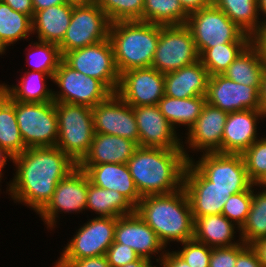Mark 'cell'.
<instances>
[{
	"label": "cell",
	"instance_id": "obj_29",
	"mask_svg": "<svg viewBox=\"0 0 266 267\" xmlns=\"http://www.w3.org/2000/svg\"><path fill=\"white\" fill-rule=\"evenodd\" d=\"M24 74L18 83L19 85L10 87L6 84H0V90L10 99L17 102L43 103L54 101L53 91L47 87L45 82L48 78L53 81L52 76L44 72L32 70Z\"/></svg>",
	"mask_w": 266,
	"mask_h": 267
},
{
	"label": "cell",
	"instance_id": "obj_24",
	"mask_svg": "<svg viewBox=\"0 0 266 267\" xmlns=\"http://www.w3.org/2000/svg\"><path fill=\"white\" fill-rule=\"evenodd\" d=\"M210 75L200 60L164 74L165 95L184 99L206 96Z\"/></svg>",
	"mask_w": 266,
	"mask_h": 267
},
{
	"label": "cell",
	"instance_id": "obj_22",
	"mask_svg": "<svg viewBox=\"0 0 266 267\" xmlns=\"http://www.w3.org/2000/svg\"><path fill=\"white\" fill-rule=\"evenodd\" d=\"M266 114L262 110L228 113L221 143L222 154H243L256 140L257 122Z\"/></svg>",
	"mask_w": 266,
	"mask_h": 267
},
{
	"label": "cell",
	"instance_id": "obj_45",
	"mask_svg": "<svg viewBox=\"0 0 266 267\" xmlns=\"http://www.w3.org/2000/svg\"><path fill=\"white\" fill-rule=\"evenodd\" d=\"M235 267H263L251 245L243 241L237 244V261Z\"/></svg>",
	"mask_w": 266,
	"mask_h": 267
},
{
	"label": "cell",
	"instance_id": "obj_11",
	"mask_svg": "<svg viewBox=\"0 0 266 267\" xmlns=\"http://www.w3.org/2000/svg\"><path fill=\"white\" fill-rule=\"evenodd\" d=\"M53 82L58 85L59 92L53 91L55 102L95 107L105 101L112 92L98 79L86 76L60 61L53 76Z\"/></svg>",
	"mask_w": 266,
	"mask_h": 267
},
{
	"label": "cell",
	"instance_id": "obj_12",
	"mask_svg": "<svg viewBox=\"0 0 266 267\" xmlns=\"http://www.w3.org/2000/svg\"><path fill=\"white\" fill-rule=\"evenodd\" d=\"M201 159L190 162L210 181L213 186L232 195L248 190L253 183L249 180L242 154L203 153Z\"/></svg>",
	"mask_w": 266,
	"mask_h": 267
},
{
	"label": "cell",
	"instance_id": "obj_32",
	"mask_svg": "<svg viewBox=\"0 0 266 267\" xmlns=\"http://www.w3.org/2000/svg\"><path fill=\"white\" fill-rule=\"evenodd\" d=\"M0 146L12 159L26 150L17 118L14 100L0 90Z\"/></svg>",
	"mask_w": 266,
	"mask_h": 267
},
{
	"label": "cell",
	"instance_id": "obj_40",
	"mask_svg": "<svg viewBox=\"0 0 266 267\" xmlns=\"http://www.w3.org/2000/svg\"><path fill=\"white\" fill-rule=\"evenodd\" d=\"M242 156L249 180L255 185L266 174V137L256 140Z\"/></svg>",
	"mask_w": 266,
	"mask_h": 267
},
{
	"label": "cell",
	"instance_id": "obj_46",
	"mask_svg": "<svg viewBox=\"0 0 266 267\" xmlns=\"http://www.w3.org/2000/svg\"><path fill=\"white\" fill-rule=\"evenodd\" d=\"M54 267H110L105 255L84 259H59Z\"/></svg>",
	"mask_w": 266,
	"mask_h": 267
},
{
	"label": "cell",
	"instance_id": "obj_59",
	"mask_svg": "<svg viewBox=\"0 0 266 267\" xmlns=\"http://www.w3.org/2000/svg\"><path fill=\"white\" fill-rule=\"evenodd\" d=\"M152 265H153V264H152V262H151L147 267H156V266H154V265L152 266ZM160 265H161L162 267H164V264H163L162 262L160 263Z\"/></svg>",
	"mask_w": 266,
	"mask_h": 267
},
{
	"label": "cell",
	"instance_id": "obj_27",
	"mask_svg": "<svg viewBox=\"0 0 266 267\" xmlns=\"http://www.w3.org/2000/svg\"><path fill=\"white\" fill-rule=\"evenodd\" d=\"M235 224L223 214L206 215L194 219V240L211 248L231 247L236 233Z\"/></svg>",
	"mask_w": 266,
	"mask_h": 267
},
{
	"label": "cell",
	"instance_id": "obj_23",
	"mask_svg": "<svg viewBox=\"0 0 266 267\" xmlns=\"http://www.w3.org/2000/svg\"><path fill=\"white\" fill-rule=\"evenodd\" d=\"M84 170L92 184L115 190L122 194L134 207L142 199L127 164L106 163L99 165H77Z\"/></svg>",
	"mask_w": 266,
	"mask_h": 267
},
{
	"label": "cell",
	"instance_id": "obj_1",
	"mask_svg": "<svg viewBox=\"0 0 266 267\" xmlns=\"http://www.w3.org/2000/svg\"><path fill=\"white\" fill-rule=\"evenodd\" d=\"M11 160L17 170L7 190L13 200L37 214L51 200L58 182L77 167L57 146L27 148Z\"/></svg>",
	"mask_w": 266,
	"mask_h": 267
},
{
	"label": "cell",
	"instance_id": "obj_35",
	"mask_svg": "<svg viewBox=\"0 0 266 267\" xmlns=\"http://www.w3.org/2000/svg\"><path fill=\"white\" fill-rule=\"evenodd\" d=\"M32 30V18L19 13L0 0V40L8 47L21 39H27Z\"/></svg>",
	"mask_w": 266,
	"mask_h": 267
},
{
	"label": "cell",
	"instance_id": "obj_7",
	"mask_svg": "<svg viewBox=\"0 0 266 267\" xmlns=\"http://www.w3.org/2000/svg\"><path fill=\"white\" fill-rule=\"evenodd\" d=\"M15 114L26 148L56 146L58 120L55 101L33 103L14 101Z\"/></svg>",
	"mask_w": 266,
	"mask_h": 267
},
{
	"label": "cell",
	"instance_id": "obj_17",
	"mask_svg": "<svg viewBox=\"0 0 266 267\" xmlns=\"http://www.w3.org/2000/svg\"><path fill=\"white\" fill-rule=\"evenodd\" d=\"M205 97L207 103L227 113L262 110L260 91L256 87L236 83L223 74L210 76Z\"/></svg>",
	"mask_w": 266,
	"mask_h": 267
},
{
	"label": "cell",
	"instance_id": "obj_8",
	"mask_svg": "<svg viewBox=\"0 0 266 267\" xmlns=\"http://www.w3.org/2000/svg\"><path fill=\"white\" fill-rule=\"evenodd\" d=\"M198 60L199 53L192 33L185 24L160 25V36L151 67L165 74Z\"/></svg>",
	"mask_w": 266,
	"mask_h": 267
},
{
	"label": "cell",
	"instance_id": "obj_42",
	"mask_svg": "<svg viewBox=\"0 0 266 267\" xmlns=\"http://www.w3.org/2000/svg\"><path fill=\"white\" fill-rule=\"evenodd\" d=\"M182 250L176 252L190 267H209L212 248L196 240L181 243Z\"/></svg>",
	"mask_w": 266,
	"mask_h": 267
},
{
	"label": "cell",
	"instance_id": "obj_41",
	"mask_svg": "<svg viewBox=\"0 0 266 267\" xmlns=\"http://www.w3.org/2000/svg\"><path fill=\"white\" fill-rule=\"evenodd\" d=\"M252 202V186L238 194L229 196L224 204L222 214L232 221L239 230L245 223Z\"/></svg>",
	"mask_w": 266,
	"mask_h": 267
},
{
	"label": "cell",
	"instance_id": "obj_9",
	"mask_svg": "<svg viewBox=\"0 0 266 267\" xmlns=\"http://www.w3.org/2000/svg\"><path fill=\"white\" fill-rule=\"evenodd\" d=\"M111 22L97 5H73L71 22L58 44L61 55L108 39Z\"/></svg>",
	"mask_w": 266,
	"mask_h": 267
},
{
	"label": "cell",
	"instance_id": "obj_44",
	"mask_svg": "<svg viewBox=\"0 0 266 267\" xmlns=\"http://www.w3.org/2000/svg\"><path fill=\"white\" fill-rule=\"evenodd\" d=\"M237 244L231 247L212 248L209 267H235Z\"/></svg>",
	"mask_w": 266,
	"mask_h": 267
},
{
	"label": "cell",
	"instance_id": "obj_21",
	"mask_svg": "<svg viewBox=\"0 0 266 267\" xmlns=\"http://www.w3.org/2000/svg\"><path fill=\"white\" fill-rule=\"evenodd\" d=\"M228 113L205 103L199 118L189 129L187 144L194 151L203 153H221L222 135L226 124Z\"/></svg>",
	"mask_w": 266,
	"mask_h": 267
},
{
	"label": "cell",
	"instance_id": "obj_56",
	"mask_svg": "<svg viewBox=\"0 0 266 267\" xmlns=\"http://www.w3.org/2000/svg\"><path fill=\"white\" fill-rule=\"evenodd\" d=\"M257 5H258V12H260L259 15L263 13L261 15H264L265 17L266 16V0H257ZM265 22H266V18L263 19L262 23H265Z\"/></svg>",
	"mask_w": 266,
	"mask_h": 267
},
{
	"label": "cell",
	"instance_id": "obj_10",
	"mask_svg": "<svg viewBox=\"0 0 266 267\" xmlns=\"http://www.w3.org/2000/svg\"><path fill=\"white\" fill-rule=\"evenodd\" d=\"M62 60L72 69L100 80L112 93L117 92L120 74L109 39L69 51L62 56Z\"/></svg>",
	"mask_w": 266,
	"mask_h": 267
},
{
	"label": "cell",
	"instance_id": "obj_4",
	"mask_svg": "<svg viewBox=\"0 0 266 267\" xmlns=\"http://www.w3.org/2000/svg\"><path fill=\"white\" fill-rule=\"evenodd\" d=\"M160 36V25L140 20L117 21L109 37L118 73L151 67Z\"/></svg>",
	"mask_w": 266,
	"mask_h": 267
},
{
	"label": "cell",
	"instance_id": "obj_20",
	"mask_svg": "<svg viewBox=\"0 0 266 267\" xmlns=\"http://www.w3.org/2000/svg\"><path fill=\"white\" fill-rule=\"evenodd\" d=\"M114 242L131 247L140 257L150 261L152 254L166 248L136 212L116 218Z\"/></svg>",
	"mask_w": 266,
	"mask_h": 267
},
{
	"label": "cell",
	"instance_id": "obj_26",
	"mask_svg": "<svg viewBox=\"0 0 266 267\" xmlns=\"http://www.w3.org/2000/svg\"><path fill=\"white\" fill-rule=\"evenodd\" d=\"M73 5L64 3L34 12L32 18L33 34L41 42L59 44L69 27ZM36 31V32H35Z\"/></svg>",
	"mask_w": 266,
	"mask_h": 267
},
{
	"label": "cell",
	"instance_id": "obj_49",
	"mask_svg": "<svg viewBox=\"0 0 266 267\" xmlns=\"http://www.w3.org/2000/svg\"><path fill=\"white\" fill-rule=\"evenodd\" d=\"M183 9L188 13L198 11L212 4V0H179Z\"/></svg>",
	"mask_w": 266,
	"mask_h": 267
},
{
	"label": "cell",
	"instance_id": "obj_28",
	"mask_svg": "<svg viewBox=\"0 0 266 267\" xmlns=\"http://www.w3.org/2000/svg\"><path fill=\"white\" fill-rule=\"evenodd\" d=\"M266 63L251 42L222 73L236 83L254 86L260 92Z\"/></svg>",
	"mask_w": 266,
	"mask_h": 267
},
{
	"label": "cell",
	"instance_id": "obj_25",
	"mask_svg": "<svg viewBox=\"0 0 266 267\" xmlns=\"http://www.w3.org/2000/svg\"><path fill=\"white\" fill-rule=\"evenodd\" d=\"M139 145L110 134L95 133L89 151L77 165L127 164Z\"/></svg>",
	"mask_w": 266,
	"mask_h": 267
},
{
	"label": "cell",
	"instance_id": "obj_54",
	"mask_svg": "<svg viewBox=\"0 0 266 267\" xmlns=\"http://www.w3.org/2000/svg\"><path fill=\"white\" fill-rule=\"evenodd\" d=\"M67 1L69 4L74 6L95 5L98 2V0H67Z\"/></svg>",
	"mask_w": 266,
	"mask_h": 267
},
{
	"label": "cell",
	"instance_id": "obj_2",
	"mask_svg": "<svg viewBox=\"0 0 266 267\" xmlns=\"http://www.w3.org/2000/svg\"><path fill=\"white\" fill-rule=\"evenodd\" d=\"M189 157L184 149L138 147L127 166L141 197L165 195L183 188Z\"/></svg>",
	"mask_w": 266,
	"mask_h": 267
},
{
	"label": "cell",
	"instance_id": "obj_53",
	"mask_svg": "<svg viewBox=\"0 0 266 267\" xmlns=\"http://www.w3.org/2000/svg\"><path fill=\"white\" fill-rule=\"evenodd\" d=\"M150 263V260L140 257L138 260L121 267H147Z\"/></svg>",
	"mask_w": 266,
	"mask_h": 267
},
{
	"label": "cell",
	"instance_id": "obj_33",
	"mask_svg": "<svg viewBox=\"0 0 266 267\" xmlns=\"http://www.w3.org/2000/svg\"><path fill=\"white\" fill-rule=\"evenodd\" d=\"M212 4L251 37L262 24L261 20L258 21L257 0H212Z\"/></svg>",
	"mask_w": 266,
	"mask_h": 267
},
{
	"label": "cell",
	"instance_id": "obj_43",
	"mask_svg": "<svg viewBox=\"0 0 266 267\" xmlns=\"http://www.w3.org/2000/svg\"><path fill=\"white\" fill-rule=\"evenodd\" d=\"M105 256L110 267H121L140 258L131 247L116 242L107 249Z\"/></svg>",
	"mask_w": 266,
	"mask_h": 267
},
{
	"label": "cell",
	"instance_id": "obj_50",
	"mask_svg": "<svg viewBox=\"0 0 266 267\" xmlns=\"http://www.w3.org/2000/svg\"><path fill=\"white\" fill-rule=\"evenodd\" d=\"M252 248L255 250L259 262L262 264L263 267H266V237L254 241L250 244Z\"/></svg>",
	"mask_w": 266,
	"mask_h": 267
},
{
	"label": "cell",
	"instance_id": "obj_14",
	"mask_svg": "<svg viewBox=\"0 0 266 267\" xmlns=\"http://www.w3.org/2000/svg\"><path fill=\"white\" fill-rule=\"evenodd\" d=\"M88 176L78 166L61 179L47 205L38 213L44 223L54 228L59 212L76 213L86 209Z\"/></svg>",
	"mask_w": 266,
	"mask_h": 267
},
{
	"label": "cell",
	"instance_id": "obj_48",
	"mask_svg": "<svg viewBox=\"0 0 266 267\" xmlns=\"http://www.w3.org/2000/svg\"><path fill=\"white\" fill-rule=\"evenodd\" d=\"M2 2L8 4L10 8L22 14H26L33 18L34 7L32 0H1Z\"/></svg>",
	"mask_w": 266,
	"mask_h": 267
},
{
	"label": "cell",
	"instance_id": "obj_55",
	"mask_svg": "<svg viewBox=\"0 0 266 267\" xmlns=\"http://www.w3.org/2000/svg\"><path fill=\"white\" fill-rule=\"evenodd\" d=\"M7 159L11 160V158L6 154V152L0 146V176L2 177V169L5 167Z\"/></svg>",
	"mask_w": 266,
	"mask_h": 267
},
{
	"label": "cell",
	"instance_id": "obj_18",
	"mask_svg": "<svg viewBox=\"0 0 266 267\" xmlns=\"http://www.w3.org/2000/svg\"><path fill=\"white\" fill-rule=\"evenodd\" d=\"M192 210L193 219L206 215L222 214L224 204L232 194L213 186L190 161H188L183 180Z\"/></svg>",
	"mask_w": 266,
	"mask_h": 267
},
{
	"label": "cell",
	"instance_id": "obj_3",
	"mask_svg": "<svg viewBox=\"0 0 266 267\" xmlns=\"http://www.w3.org/2000/svg\"><path fill=\"white\" fill-rule=\"evenodd\" d=\"M135 212L165 247L170 241L182 243L194 238V219L184 188L170 194L142 197Z\"/></svg>",
	"mask_w": 266,
	"mask_h": 267
},
{
	"label": "cell",
	"instance_id": "obj_57",
	"mask_svg": "<svg viewBox=\"0 0 266 267\" xmlns=\"http://www.w3.org/2000/svg\"><path fill=\"white\" fill-rule=\"evenodd\" d=\"M255 186H258L260 188L262 186L265 189V187H266V174L255 184Z\"/></svg>",
	"mask_w": 266,
	"mask_h": 267
},
{
	"label": "cell",
	"instance_id": "obj_13",
	"mask_svg": "<svg viewBox=\"0 0 266 267\" xmlns=\"http://www.w3.org/2000/svg\"><path fill=\"white\" fill-rule=\"evenodd\" d=\"M116 218L97 217L87 221L64 248L59 259H84L106 255L114 242Z\"/></svg>",
	"mask_w": 266,
	"mask_h": 267
},
{
	"label": "cell",
	"instance_id": "obj_31",
	"mask_svg": "<svg viewBox=\"0 0 266 267\" xmlns=\"http://www.w3.org/2000/svg\"><path fill=\"white\" fill-rule=\"evenodd\" d=\"M205 103V96L178 99L164 95L157 105L174 129L181 124L187 126L189 131L199 118Z\"/></svg>",
	"mask_w": 266,
	"mask_h": 267
},
{
	"label": "cell",
	"instance_id": "obj_47",
	"mask_svg": "<svg viewBox=\"0 0 266 267\" xmlns=\"http://www.w3.org/2000/svg\"><path fill=\"white\" fill-rule=\"evenodd\" d=\"M160 254L161 257L159 256V259H156V261L159 262L160 260V262L164 264V267H190V265L187 264V262L181 258L176 251L167 252L165 250Z\"/></svg>",
	"mask_w": 266,
	"mask_h": 267
},
{
	"label": "cell",
	"instance_id": "obj_5",
	"mask_svg": "<svg viewBox=\"0 0 266 267\" xmlns=\"http://www.w3.org/2000/svg\"><path fill=\"white\" fill-rule=\"evenodd\" d=\"M58 120L56 146L78 164L89 151L95 129L92 108L65 102H55Z\"/></svg>",
	"mask_w": 266,
	"mask_h": 267
},
{
	"label": "cell",
	"instance_id": "obj_58",
	"mask_svg": "<svg viewBox=\"0 0 266 267\" xmlns=\"http://www.w3.org/2000/svg\"><path fill=\"white\" fill-rule=\"evenodd\" d=\"M5 49H7V47L3 44V42L0 40V55L4 54Z\"/></svg>",
	"mask_w": 266,
	"mask_h": 267
},
{
	"label": "cell",
	"instance_id": "obj_30",
	"mask_svg": "<svg viewBox=\"0 0 266 267\" xmlns=\"http://www.w3.org/2000/svg\"><path fill=\"white\" fill-rule=\"evenodd\" d=\"M86 209L100 214L99 217H120L135 212V207L119 192L100 188L88 177Z\"/></svg>",
	"mask_w": 266,
	"mask_h": 267
},
{
	"label": "cell",
	"instance_id": "obj_15",
	"mask_svg": "<svg viewBox=\"0 0 266 267\" xmlns=\"http://www.w3.org/2000/svg\"><path fill=\"white\" fill-rule=\"evenodd\" d=\"M95 133L120 136L138 144L139 132L133 107L117 93L92 108Z\"/></svg>",
	"mask_w": 266,
	"mask_h": 267
},
{
	"label": "cell",
	"instance_id": "obj_36",
	"mask_svg": "<svg viewBox=\"0 0 266 267\" xmlns=\"http://www.w3.org/2000/svg\"><path fill=\"white\" fill-rule=\"evenodd\" d=\"M253 187L254 184L250 210L245 223L239 229V239L246 245L266 237V189L255 193Z\"/></svg>",
	"mask_w": 266,
	"mask_h": 267
},
{
	"label": "cell",
	"instance_id": "obj_16",
	"mask_svg": "<svg viewBox=\"0 0 266 267\" xmlns=\"http://www.w3.org/2000/svg\"><path fill=\"white\" fill-rule=\"evenodd\" d=\"M116 93L130 106L157 105L165 95L164 73L153 67L123 72Z\"/></svg>",
	"mask_w": 266,
	"mask_h": 267
},
{
	"label": "cell",
	"instance_id": "obj_38",
	"mask_svg": "<svg viewBox=\"0 0 266 267\" xmlns=\"http://www.w3.org/2000/svg\"><path fill=\"white\" fill-rule=\"evenodd\" d=\"M97 5L111 23L117 21H143L144 0H98Z\"/></svg>",
	"mask_w": 266,
	"mask_h": 267
},
{
	"label": "cell",
	"instance_id": "obj_19",
	"mask_svg": "<svg viewBox=\"0 0 266 267\" xmlns=\"http://www.w3.org/2000/svg\"><path fill=\"white\" fill-rule=\"evenodd\" d=\"M135 114L140 147L185 149L176 130L160 112L158 105L132 106Z\"/></svg>",
	"mask_w": 266,
	"mask_h": 267
},
{
	"label": "cell",
	"instance_id": "obj_39",
	"mask_svg": "<svg viewBox=\"0 0 266 267\" xmlns=\"http://www.w3.org/2000/svg\"><path fill=\"white\" fill-rule=\"evenodd\" d=\"M29 45L32 49H29V51H34L32 54H28V56H30L29 59H31V57L33 58L32 71L44 72L53 77L60 61L62 60V55L58 45L41 41L34 42Z\"/></svg>",
	"mask_w": 266,
	"mask_h": 267
},
{
	"label": "cell",
	"instance_id": "obj_37",
	"mask_svg": "<svg viewBox=\"0 0 266 267\" xmlns=\"http://www.w3.org/2000/svg\"><path fill=\"white\" fill-rule=\"evenodd\" d=\"M250 43H227L205 49L199 60L210 76L222 74Z\"/></svg>",
	"mask_w": 266,
	"mask_h": 267
},
{
	"label": "cell",
	"instance_id": "obj_52",
	"mask_svg": "<svg viewBox=\"0 0 266 267\" xmlns=\"http://www.w3.org/2000/svg\"><path fill=\"white\" fill-rule=\"evenodd\" d=\"M260 103L262 111L266 114V67L262 78V88L260 92Z\"/></svg>",
	"mask_w": 266,
	"mask_h": 267
},
{
	"label": "cell",
	"instance_id": "obj_34",
	"mask_svg": "<svg viewBox=\"0 0 266 267\" xmlns=\"http://www.w3.org/2000/svg\"><path fill=\"white\" fill-rule=\"evenodd\" d=\"M188 16L179 0H144L143 22L162 26L184 25Z\"/></svg>",
	"mask_w": 266,
	"mask_h": 267
},
{
	"label": "cell",
	"instance_id": "obj_51",
	"mask_svg": "<svg viewBox=\"0 0 266 267\" xmlns=\"http://www.w3.org/2000/svg\"><path fill=\"white\" fill-rule=\"evenodd\" d=\"M34 12H37L39 10L55 6V5H61L64 3H68L67 0H32Z\"/></svg>",
	"mask_w": 266,
	"mask_h": 267
},
{
	"label": "cell",
	"instance_id": "obj_6",
	"mask_svg": "<svg viewBox=\"0 0 266 267\" xmlns=\"http://www.w3.org/2000/svg\"><path fill=\"white\" fill-rule=\"evenodd\" d=\"M185 25L192 33L199 55L207 48L222 44L252 42L249 34L213 4L190 13Z\"/></svg>",
	"mask_w": 266,
	"mask_h": 267
}]
</instances>
